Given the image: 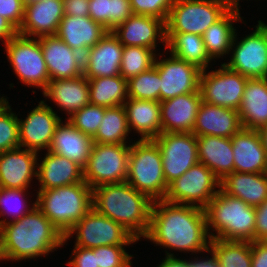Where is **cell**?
<instances>
[{"label":"cell","mask_w":267,"mask_h":267,"mask_svg":"<svg viewBox=\"0 0 267 267\" xmlns=\"http://www.w3.org/2000/svg\"><path fill=\"white\" fill-rule=\"evenodd\" d=\"M163 248L180 252L209 253L211 237L203 208L153 201L150 224L143 237Z\"/></svg>","instance_id":"obj_1"},{"label":"cell","mask_w":267,"mask_h":267,"mask_svg":"<svg viewBox=\"0 0 267 267\" xmlns=\"http://www.w3.org/2000/svg\"><path fill=\"white\" fill-rule=\"evenodd\" d=\"M64 236L35 207L19 220L0 226V261L36 259L64 246Z\"/></svg>","instance_id":"obj_2"},{"label":"cell","mask_w":267,"mask_h":267,"mask_svg":"<svg viewBox=\"0 0 267 267\" xmlns=\"http://www.w3.org/2000/svg\"><path fill=\"white\" fill-rule=\"evenodd\" d=\"M92 206L121 224L139 241L149 228L153 200L125 181L93 188Z\"/></svg>","instance_id":"obj_3"},{"label":"cell","mask_w":267,"mask_h":267,"mask_svg":"<svg viewBox=\"0 0 267 267\" xmlns=\"http://www.w3.org/2000/svg\"><path fill=\"white\" fill-rule=\"evenodd\" d=\"M204 210L211 239L254 241L255 207L219 190Z\"/></svg>","instance_id":"obj_4"},{"label":"cell","mask_w":267,"mask_h":267,"mask_svg":"<svg viewBox=\"0 0 267 267\" xmlns=\"http://www.w3.org/2000/svg\"><path fill=\"white\" fill-rule=\"evenodd\" d=\"M36 207L63 236L92 208V188L85 182L38 190Z\"/></svg>","instance_id":"obj_5"},{"label":"cell","mask_w":267,"mask_h":267,"mask_svg":"<svg viewBox=\"0 0 267 267\" xmlns=\"http://www.w3.org/2000/svg\"><path fill=\"white\" fill-rule=\"evenodd\" d=\"M126 182L153 201L165 198L168 185L163 173L161 152L153 139L132 142Z\"/></svg>","instance_id":"obj_6"},{"label":"cell","mask_w":267,"mask_h":267,"mask_svg":"<svg viewBox=\"0 0 267 267\" xmlns=\"http://www.w3.org/2000/svg\"><path fill=\"white\" fill-rule=\"evenodd\" d=\"M131 143H93L86 166L84 181L93 189L100 185L122 183L128 177Z\"/></svg>","instance_id":"obj_7"},{"label":"cell","mask_w":267,"mask_h":267,"mask_svg":"<svg viewBox=\"0 0 267 267\" xmlns=\"http://www.w3.org/2000/svg\"><path fill=\"white\" fill-rule=\"evenodd\" d=\"M5 52L13 72L29 87H47L50 77L38 38L17 34L5 44Z\"/></svg>","instance_id":"obj_8"},{"label":"cell","mask_w":267,"mask_h":267,"mask_svg":"<svg viewBox=\"0 0 267 267\" xmlns=\"http://www.w3.org/2000/svg\"><path fill=\"white\" fill-rule=\"evenodd\" d=\"M76 234L74 246L93 249L106 245H131L138 240L121 224L92 208L64 236L63 244ZM66 241V242H65Z\"/></svg>","instance_id":"obj_9"},{"label":"cell","mask_w":267,"mask_h":267,"mask_svg":"<svg viewBox=\"0 0 267 267\" xmlns=\"http://www.w3.org/2000/svg\"><path fill=\"white\" fill-rule=\"evenodd\" d=\"M228 10L216 0H175L165 22L166 33H203Z\"/></svg>","instance_id":"obj_10"},{"label":"cell","mask_w":267,"mask_h":267,"mask_svg":"<svg viewBox=\"0 0 267 267\" xmlns=\"http://www.w3.org/2000/svg\"><path fill=\"white\" fill-rule=\"evenodd\" d=\"M219 190L220 180L207 166L197 163L168 185L164 200L204 209Z\"/></svg>","instance_id":"obj_11"},{"label":"cell","mask_w":267,"mask_h":267,"mask_svg":"<svg viewBox=\"0 0 267 267\" xmlns=\"http://www.w3.org/2000/svg\"><path fill=\"white\" fill-rule=\"evenodd\" d=\"M255 27L254 32L239 42L235 32L230 49L232 56L223 64L248 78H267V25L259 20Z\"/></svg>","instance_id":"obj_12"},{"label":"cell","mask_w":267,"mask_h":267,"mask_svg":"<svg viewBox=\"0 0 267 267\" xmlns=\"http://www.w3.org/2000/svg\"><path fill=\"white\" fill-rule=\"evenodd\" d=\"M161 152L166 184L199 163L196 135L185 132H162L153 139Z\"/></svg>","instance_id":"obj_13"},{"label":"cell","mask_w":267,"mask_h":267,"mask_svg":"<svg viewBox=\"0 0 267 267\" xmlns=\"http://www.w3.org/2000/svg\"><path fill=\"white\" fill-rule=\"evenodd\" d=\"M247 80L248 77L230 70L224 64L208 73L207 69L203 70L199 85L202 101L238 111Z\"/></svg>","instance_id":"obj_14"},{"label":"cell","mask_w":267,"mask_h":267,"mask_svg":"<svg viewBox=\"0 0 267 267\" xmlns=\"http://www.w3.org/2000/svg\"><path fill=\"white\" fill-rule=\"evenodd\" d=\"M160 75V102L199 90L201 70L170 53L169 58L155 60Z\"/></svg>","instance_id":"obj_15"},{"label":"cell","mask_w":267,"mask_h":267,"mask_svg":"<svg viewBox=\"0 0 267 267\" xmlns=\"http://www.w3.org/2000/svg\"><path fill=\"white\" fill-rule=\"evenodd\" d=\"M45 102L46 99L41 100L26 119L18 118L20 147L35 153L49 150L56 127L62 119Z\"/></svg>","instance_id":"obj_16"},{"label":"cell","mask_w":267,"mask_h":267,"mask_svg":"<svg viewBox=\"0 0 267 267\" xmlns=\"http://www.w3.org/2000/svg\"><path fill=\"white\" fill-rule=\"evenodd\" d=\"M112 33L123 46L147 47L156 51L157 41H161L167 49L165 21L154 16L133 14Z\"/></svg>","instance_id":"obj_17"},{"label":"cell","mask_w":267,"mask_h":267,"mask_svg":"<svg viewBox=\"0 0 267 267\" xmlns=\"http://www.w3.org/2000/svg\"><path fill=\"white\" fill-rule=\"evenodd\" d=\"M50 80L83 75V55L70 48L57 35L38 37Z\"/></svg>","instance_id":"obj_18"},{"label":"cell","mask_w":267,"mask_h":267,"mask_svg":"<svg viewBox=\"0 0 267 267\" xmlns=\"http://www.w3.org/2000/svg\"><path fill=\"white\" fill-rule=\"evenodd\" d=\"M123 47L112 31H108L83 56V75L87 78L120 75Z\"/></svg>","instance_id":"obj_19"},{"label":"cell","mask_w":267,"mask_h":267,"mask_svg":"<svg viewBox=\"0 0 267 267\" xmlns=\"http://www.w3.org/2000/svg\"><path fill=\"white\" fill-rule=\"evenodd\" d=\"M38 153L25 148L0 152V187L28 189L37 178Z\"/></svg>","instance_id":"obj_20"},{"label":"cell","mask_w":267,"mask_h":267,"mask_svg":"<svg viewBox=\"0 0 267 267\" xmlns=\"http://www.w3.org/2000/svg\"><path fill=\"white\" fill-rule=\"evenodd\" d=\"M63 0H41L24 6V18L18 34L38 38L56 35L64 17Z\"/></svg>","instance_id":"obj_21"},{"label":"cell","mask_w":267,"mask_h":267,"mask_svg":"<svg viewBox=\"0 0 267 267\" xmlns=\"http://www.w3.org/2000/svg\"><path fill=\"white\" fill-rule=\"evenodd\" d=\"M231 143L234 172L267 173V155L258 131L241 128Z\"/></svg>","instance_id":"obj_22"},{"label":"cell","mask_w":267,"mask_h":267,"mask_svg":"<svg viewBox=\"0 0 267 267\" xmlns=\"http://www.w3.org/2000/svg\"><path fill=\"white\" fill-rule=\"evenodd\" d=\"M201 102L200 91L161 101L162 132L192 133Z\"/></svg>","instance_id":"obj_23"},{"label":"cell","mask_w":267,"mask_h":267,"mask_svg":"<svg viewBox=\"0 0 267 267\" xmlns=\"http://www.w3.org/2000/svg\"><path fill=\"white\" fill-rule=\"evenodd\" d=\"M242 128L239 113L235 109L201 102L192 133L196 136L231 138Z\"/></svg>","instance_id":"obj_24"},{"label":"cell","mask_w":267,"mask_h":267,"mask_svg":"<svg viewBox=\"0 0 267 267\" xmlns=\"http://www.w3.org/2000/svg\"><path fill=\"white\" fill-rule=\"evenodd\" d=\"M108 31L90 17L65 15L56 35L81 55L96 45Z\"/></svg>","instance_id":"obj_25"},{"label":"cell","mask_w":267,"mask_h":267,"mask_svg":"<svg viewBox=\"0 0 267 267\" xmlns=\"http://www.w3.org/2000/svg\"><path fill=\"white\" fill-rule=\"evenodd\" d=\"M42 161L37 163L38 190H48L83 182V168L76 162L47 151Z\"/></svg>","instance_id":"obj_26"},{"label":"cell","mask_w":267,"mask_h":267,"mask_svg":"<svg viewBox=\"0 0 267 267\" xmlns=\"http://www.w3.org/2000/svg\"><path fill=\"white\" fill-rule=\"evenodd\" d=\"M42 94L67 112L68 116L90 104L88 78L84 75L50 80Z\"/></svg>","instance_id":"obj_27"},{"label":"cell","mask_w":267,"mask_h":267,"mask_svg":"<svg viewBox=\"0 0 267 267\" xmlns=\"http://www.w3.org/2000/svg\"><path fill=\"white\" fill-rule=\"evenodd\" d=\"M93 139L74 128L67 120L57 125L48 151L76 162L82 168L87 164Z\"/></svg>","instance_id":"obj_28"},{"label":"cell","mask_w":267,"mask_h":267,"mask_svg":"<svg viewBox=\"0 0 267 267\" xmlns=\"http://www.w3.org/2000/svg\"><path fill=\"white\" fill-rule=\"evenodd\" d=\"M238 113L242 128L258 131L267 124V78H248Z\"/></svg>","instance_id":"obj_29"},{"label":"cell","mask_w":267,"mask_h":267,"mask_svg":"<svg viewBox=\"0 0 267 267\" xmlns=\"http://www.w3.org/2000/svg\"><path fill=\"white\" fill-rule=\"evenodd\" d=\"M199 163L207 166L221 181L234 172V155L231 138L196 136Z\"/></svg>","instance_id":"obj_30"},{"label":"cell","mask_w":267,"mask_h":267,"mask_svg":"<svg viewBox=\"0 0 267 267\" xmlns=\"http://www.w3.org/2000/svg\"><path fill=\"white\" fill-rule=\"evenodd\" d=\"M123 106L129 130L140 134L141 140L155 139L162 133L159 101L128 98Z\"/></svg>","instance_id":"obj_31"},{"label":"cell","mask_w":267,"mask_h":267,"mask_svg":"<svg viewBox=\"0 0 267 267\" xmlns=\"http://www.w3.org/2000/svg\"><path fill=\"white\" fill-rule=\"evenodd\" d=\"M220 190L257 207L267 199V173L232 172L220 181Z\"/></svg>","instance_id":"obj_32"},{"label":"cell","mask_w":267,"mask_h":267,"mask_svg":"<svg viewBox=\"0 0 267 267\" xmlns=\"http://www.w3.org/2000/svg\"><path fill=\"white\" fill-rule=\"evenodd\" d=\"M169 52L179 59H183L206 70L212 59L209 57L201 35L193 33H166Z\"/></svg>","instance_id":"obj_33"},{"label":"cell","mask_w":267,"mask_h":267,"mask_svg":"<svg viewBox=\"0 0 267 267\" xmlns=\"http://www.w3.org/2000/svg\"><path fill=\"white\" fill-rule=\"evenodd\" d=\"M240 12L228 11L202 35L209 57L214 60L229 54L236 29L234 22H242Z\"/></svg>","instance_id":"obj_34"},{"label":"cell","mask_w":267,"mask_h":267,"mask_svg":"<svg viewBox=\"0 0 267 267\" xmlns=\"http://www.w3.org/2000/svg\"><path fill=\"white\" fill-rule=\"evenodd\" d=\"M90 104L103 107L124 105L128 97L127 80L121 75L88 78Z\"/></svg>","instance_id":"obj_35"},{"label":"cell","mask_w":267,"mask_h":267,"mask_svg":"<svg viewBox=\"0 0 267 267\" xmlns=\"http://www.w3.org/2000/svg\"><path fill=\"white\" fill-rule=\"evenodd\" d=\"M129 134L125 108L123 105H119L105 107L104 117L92 139L93 143L128 144L126 139Z\"/></svg>","instance_id":"obj_36"},{"label":"cell","mask_w":267,"mask_h":267,"mask_svg":"<svg viewBox=\"0 0 267 267\" xmlns=\"http://www.w3.org/2000/svg\"><path fill=\"white\" fill-rule=\"evenodd\" d=\"M209 253L219 267H251V242L212 238Z\"/></svg>","instance_id":"obj_37"},{"label":"cell","mask_w":267,"mask_h":267,"mask_svg":"<svg viewBox=\"0 0 267 267\" xmlns=\"http://www.w3.org/2000/svg\"><path fill=\"white\" fill-rule=\"evenodd\" d=\"M132 15L130 0H89V17L107 31L114 30Z\"/></svg>","instance_id":"obj_38"},{"label":"cell","mask_w":267,"mask_h":267,"mask_svg":"<svg viewBox=\"0 0 267 267\" xmlns=\"http://www.w3.org/2000/svg\"><path fill=\"white\" fill-rule=\"evenodd\" d=\"M156 51L140 46H124L120 75L128 80L151 69L155 65Z\"/></svg>","instance_id":"obj_39"},{"label":"cell","mask_w":267,"mask_h":267,"mask_svg":"<svg viewBox=\"0 0 267 267\" xmlns=\"http://www.w3.org/2000/svg\"><path fill=\"white\" fill-rule=\"evenodd\" d=\"M27 189H13V188H3L0 187V216H10L13 218L11 221L6 219L0 220V226L8 223L19 220L26 214H29L36 207V200L32 203V207L30 204L27 205ZM13 205V206H12ZM7 221V222H6Z\"/></svg>","instance_id":"obj_40"},{"label":"cell","mask_w":267,"mask_h":267,"mask_svg":"<svg viewBox=\"0 0 267 267\" xmlns=\"http://www.w3.org/2000/svg\"><path fill=\"white\" fill-rule=\"evenodd\" d=\"M127 87L129 98L160 102V75L155 65L128 79Z\"/></svg>","instance_id":"obj_41"},{"label":"cell","mask_w":267,"mask_h":267,"mask_svg":"<svg viewBox=\"0 0 267 267\" xmlns=\"http://www.w3.org/2000/svg\"><path fill=\"white\" fill-rule=\"evenodd\" d=\"M20 147L18 115L8 100L0 107V152Z\"/></svg>","instance_id":"obj_42"},{"label":"cell","mask_w":267,"mask_h":267,"mask_svg":"<svg viewBox=\"0 0 267 267\" xmlns=\"http://www.w3.org/2000/svg\"><path fill=\"white\" fill-rule=\"evenodd\" d=\"M104 113L105 107L89 104L74 112L67 120L74 128L93 138L101 124Z\"/></svg>","instance_id":"obj_43"},{"label":"cell","mask_w":267,"mask_h":267,"mask_svg":"<svg viewBox=\"0 0 267 267\" xmlns=\"http://www.w3.org/2000/svg\"><path fill=\"white\" fill-rule=\"evenodd\" d=\"M127 245H106L94 248L97 266L99 267H131L132 256L125 250Z\"/></svg>","instance_id":"obj_44"},{"label":"cell","mask_w":267,"mask_h":267,"mask_svg":"<svg viewBox=\"0 0 267 267\" xmlns=\"http://www.w3.org/2000/svg\"><path fill=\"white\" fill-rule=\"evenodd\" d=\"M175 0H130L133 14L148 15L166 22Z\"/></svg>","instance_id":"obj_45"},{"label":"cell","mask_w":267,"mask_h":267,"mask_svg":"<svg viewBox=\"0 0 267 267\" xmlns=\"http://www.w3.org/2000/svg\"><path fill=\"white\" fill-rule=\"evenodd\" d=\"M0 16L9 20L19 29L24 18V4L22 0H0Z\"/></svg>","instance_id":"obj_46"},{"label":"cell","mask_w":267,"mask_h":267,"mask_svg":"<svg viewBox=\"0 0 267 267\" xmlns=\"http://www.w3.org/2000/svg\"><path fill=\"white\" fill-rule=\"evenodd\" d=\"M71 254L72 261H68V265L71 267H99L97 266L96 255L94 254V248H82L74 246Z\"/></svg>","instance_id":"obj_47"},{"label":"cell","mask_w":267,"mask_h":267,"mask_svg":"<svg viewBox=\"0 0 267 267\" xmlns=\"http://www.w3.org/2000/svg\"><path fill=\"white\" fill-rule=\"evenodd\" d=\"M254 241H267V199L255 207Z\"/></svg>","instance_id":"obj_48"},{"label":"cell","mask_w":267,"mask_h":267,"mask_svg":"<svg viewBox=\"0 0 267 267\" xmlns=\"http://www.w3.org/2000/svg\"><path fill=\"white\" fill-rule=\"evenodd\" d=\"M64 15L89 17V0H63Z\"/></svg>","instance_id":"obj_49"},{"label":"cell","mask_w":267,"mask_h":267,"mask_svg":"<svg viewBox=\"0 0 267 267\" xmlns=\"http://www.w3.org/2000/svg\"><path fill=\"white\" fill-rule=\"evenodd\" d=\"M251 267H267V241L251 242Z\"/></svg>","instance_id":"obj_50"},{"label":"cell","mask_w":267,"mask_h":267,"mask_svg":"<svg viewBox=\"0 0 267 267\" xmlns=\"http://www.w3.org/2000/svg\"><path fill=\"white\" fill-rule=\"evenodd\" d=\"M18 34V29L6 18L0 16V40L2 44Z\"/></svg>","instance_id":"obj_51"},{"label":"cell","mask_w":267,"mask_h":267,"mask_svg":"<svg viewBox=\"0 0 267 267\" xmlns=\"http://www.w3.org/2000/svg\"><path fill=\"white\" fill-rule=\"evenodd\" d=\"M157 267H191V260L177 258L174 253L166 251V257Z\"/></svg>","instance_id":"obj_52"},{"label":"cell","mask_w":267,"mask_h":267,"mask_svg":"<svg viewBox=\"0 0 267 267\" xmlns=\"http://www.w3.org/2000/svg\"><path fill=\"white\" fill-rule=\"evenodd\" d=\"M191 267H219L216 259L211 255L209 258H202L198 260V257L191 261Z\"/></svg>","instance_id":"obj_53"},{"label":"cell","mask_w":267,"mask_h":267,"mask_svg":"<svg viewBox=\"0 0 267 267\" xmlns=\"http://www.w3.org/2000/svg\"><path fill=\"white\" fill-rule=\"evenodd\" d=\"M222 4L228 11L240 12V0H216Z\"/></svg>","instance_id":"obj_54"},{"label":"cell","mask_w":267,"mask_h":267,"mask_svg":"<svg viewBox=\"0 0 267 267\" xmlns=\"http://www.w3.org/2000/svg\"><path fill=\"white\" fill-rule=\"evenodd\" d=\"M267 155V124L258 130Z\"/></svg>","instance_id":"obj_55"},{"label":"cell","mask_w":267,"mask_h":267,"mask_svg":"<svg viewBox=\"0 0 267 267\" xmlns=\"http://www.w3.org/2000/svg\"><path fill=\"white\" fill-rule=\"evenodd\" d=\"M37 1H41V0H22L24 6L31 4L33 2H37Z\"/></svg>","instance_id":"obj_56"},{"label":"cell","mask_w":267,"mask_h":267,"mask_svg":"<svg viewBox=\"0 0 267 267\" xmlns=\"http://www.w3.org/2000/svg\"><path fill=\"white\" fill-rule=\"evenodd\" d=\"M7 101V98H5L4 96H2L0 98V107Z\"/></svg>","instance_id":"obj_57"}]
</instances>
